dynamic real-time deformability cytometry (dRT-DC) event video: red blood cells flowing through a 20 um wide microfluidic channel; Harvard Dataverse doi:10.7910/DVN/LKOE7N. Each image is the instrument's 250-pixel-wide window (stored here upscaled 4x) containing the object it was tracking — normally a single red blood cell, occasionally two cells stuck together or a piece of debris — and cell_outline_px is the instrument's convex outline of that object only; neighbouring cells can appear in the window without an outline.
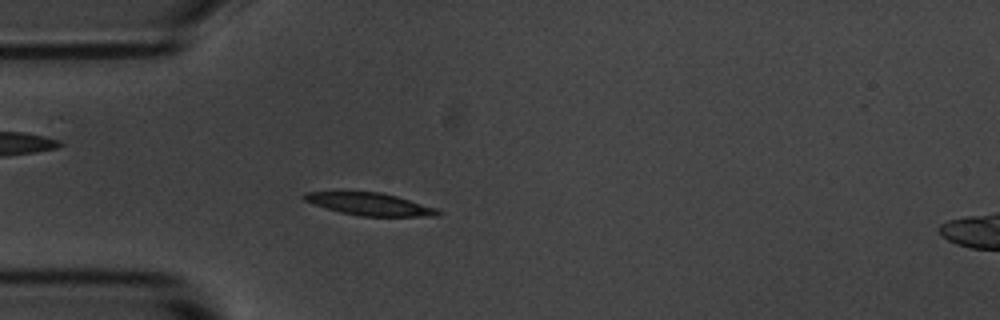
{"species": "common noctule bat (a hibernating species)", "species_latin": "Nyctalus noctula", "temperature_condition": "room temperature", "stored_images_in_passage": 5, "camera_frame_rate_fps": 3000, "um_per_image_px": 0.085, "animal": {"sex": "male", "body_mass_g": 20.1, "forearm_length_mm": 53.5}, "frame": {"image": 1, "passage_image": 5, "time_ms": 4.333, "image_size_px": [1000, 320], "cell_outline_px": [[444, 212], [440, 216], [360, 216], [340, 212], [304, 200], [300, 196], [304, 192], [380, 192], [396, 196], [440, 208]], "centroid_in_image_um": [31.53, 17.35], "position_along_channel_um": 53.5, "area_um2": 17.51}}